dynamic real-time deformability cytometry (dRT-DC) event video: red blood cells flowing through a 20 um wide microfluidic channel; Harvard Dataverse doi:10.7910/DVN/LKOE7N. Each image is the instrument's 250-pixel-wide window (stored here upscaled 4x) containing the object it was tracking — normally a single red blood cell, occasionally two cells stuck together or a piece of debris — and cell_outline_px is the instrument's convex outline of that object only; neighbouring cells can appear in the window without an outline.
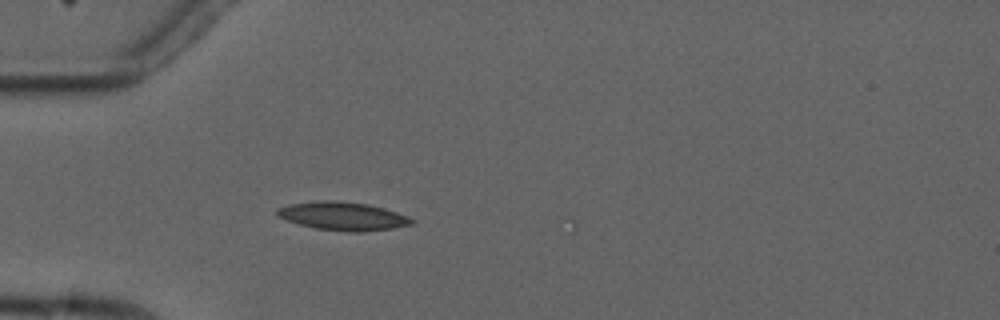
{"species": "common noctule bat (a hibernating species)", "species_latin": "Nyctalus noctula", "temperature_condition": "cold", "stored_images_in_passage": 5, "camera_frame_rate_fps": 3000, "um_per_image_px": 0.085, "animal": {"sex": "male", "forearm_length_mm": 52.5}, "frame": {"image": 1, "passage_image": 5, "time_ms": 4.667, "image_size_px": [1000, 320], "cell_outline_px": [[416, 220], [412, 224], [392, 228], [360, 232], [348, 232], [316, 228], [300, 224], [276, 216], [276, 208], [288, 204], [320, 200], [336, 200], [368, 204], [384, 208], [408, 216]], "centroid_in_image_um": [29.13, 18.36], "position_along_channel_um": 55.9, "area_um2": 22.25}}